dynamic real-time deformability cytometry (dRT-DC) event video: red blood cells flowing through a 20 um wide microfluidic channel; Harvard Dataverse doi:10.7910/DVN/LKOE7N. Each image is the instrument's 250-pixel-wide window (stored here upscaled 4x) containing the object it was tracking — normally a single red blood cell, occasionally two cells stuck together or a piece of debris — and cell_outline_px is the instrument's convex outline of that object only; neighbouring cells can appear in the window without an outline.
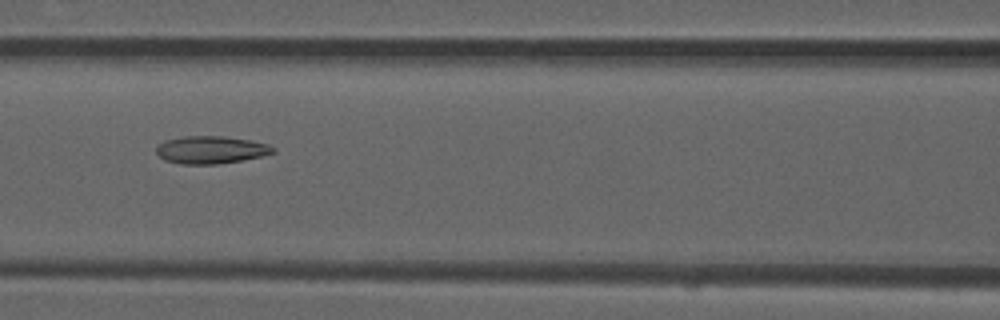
{"species": "common noctule bat (a hibernating species)", "species_latin": "Nyctalus noctula", "temperature_condition": "room temperature", "stored_images_in_passage": 10, "segment_of_instrument_passage": [1, 2], "camera_frame_rate_fps": 3000, "um_per_image_px": 0.085, "animal": {"sex": "male", "forearm_length_mm": 52.5}, "frame": {"image": 1, "passage_image": 6, "time_ms": 1.667, "image_size_px": [1000, 320], "cell_outline_px": [[276, 152], [260, 156], [240, 160], [216, 164], [180, 164], [164, 160], [156, 152], [156, 148], [164, 140], [184, 136], [224, 136], [248, 140], [268, 144], [276, 148]], "centroid_in_image_um": [17.91, 12.73], "position_along_channel_um": 148.7, "area_um2": 18.67}}
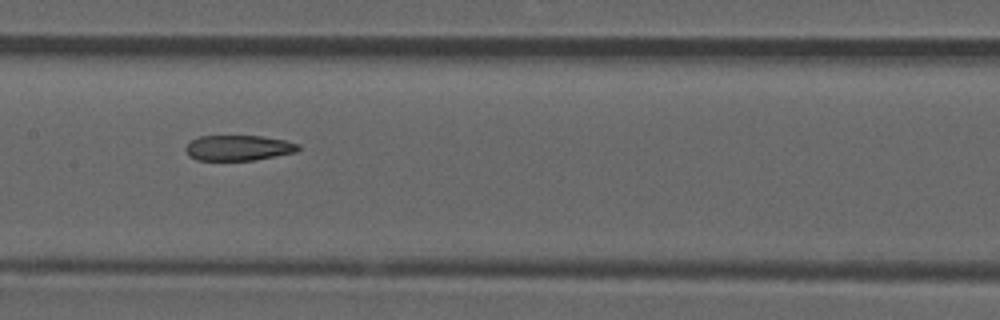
{"frame": {"image": 2, "passage_image": 7, "time_ms": 2.0, "image_size_px": [1000, 320], "cell_outline_px": [[300, 148], [296, 152], [252, 160], [196, 160], [188, 156], [184, 148], [192, 140], [200, 136], [260, 136], [284, 140], [300, 144]], "centroid_in_image_um": [20.24, 12.57], "position_along_channel_um": 187.2, "area_um2": 16.59}}
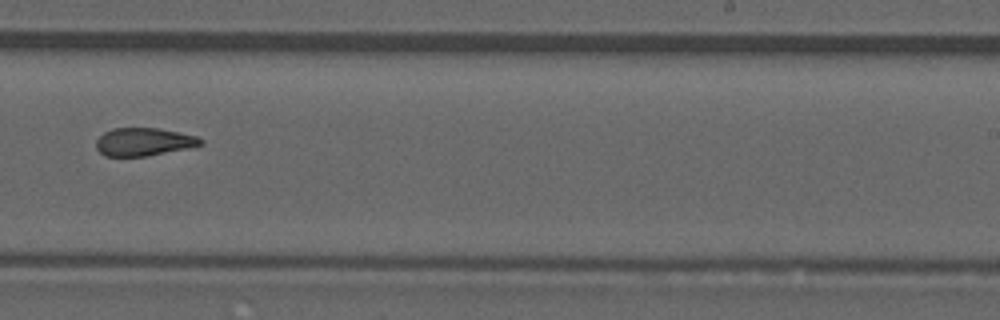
{"frame": {"image": 3, "passage_image": 9, "time_ms": 2.667, "image_size_px": [1000, 320], "cell_outline_px": [[204, 144], [188, 148], [148, 156], [104, 156], [96, 148], [96, 140], [104, 132], [112, 128], [156, 128], [196, 136], [204, 140]], "centroid_in_image_um": [12.21, 12.06], "position_along_channel_um": 276.8, "area_um2": 16.99}}